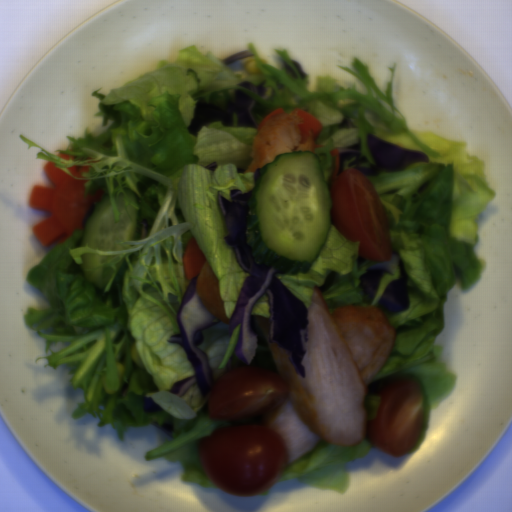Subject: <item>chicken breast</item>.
<instances>
[{"label":"chicken breast","instance_id":"obj_1","mask_svg":"<svg viewBox=\"0 0 512 512\" xmlns=\"http://www.w3.org/2000/svg\"><path fill=\"white\" fill-rule=\"evenodd\" d=\"M287 393L261 420L286 445L285 467L328 443H359L368 422L366 396L394 343L389 320L370 305L330 311L315 285L307 314V345L297 373L290 350L263 331Z\"/></svg>","mask_w":512,"mask_h":512},{"label":"chicken breast","instance_id":"obj_2","mask_svg":"<svg viewBox=\"0 0 512 512\" xmlns=\"http://www.w3.org/2000/svg\"><path fill=\"white\" fill-rule=\"evenodd\" d=\"M300 118L292 113H279L269 117L255 134L249 156V170L256 172L265 164L272 163L282 153L311 151L322 148L317 145L314 130L301 133Z\"/></svg>","mask_w":512,"mask_h":512}]
</instances>
